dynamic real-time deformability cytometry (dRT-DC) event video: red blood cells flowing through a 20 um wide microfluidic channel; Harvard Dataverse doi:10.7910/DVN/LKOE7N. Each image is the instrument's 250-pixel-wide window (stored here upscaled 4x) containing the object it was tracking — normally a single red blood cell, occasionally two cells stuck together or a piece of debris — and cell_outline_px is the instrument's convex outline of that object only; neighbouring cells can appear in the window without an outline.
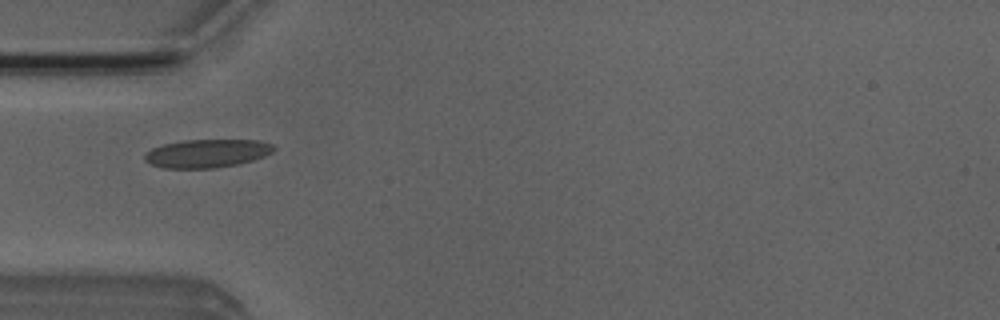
{"species": "Egyptian fruit bat (a non-hibernating species)", "species_latin": "Rousettus aegyptiacus", "temperature_condition": "room temperature", "stored_images_in_passage": 6, "camera_frame_rate_fps": 3000, "um_per_image_px": 0.085, "animal": {"sex": "male"}, "frame": {"image": 1, "passage_image": 6, "time_ms": 6.333, "image_size_px": [1000, 320], "cell_outline_px": [[276, 148], [272, 152], [264, 156], [240, 164], [216, 168], [164, 168], [152, 164], [144, 160], [144, 152], [152, 148], [164, 144], [184, 140], [256, 140], [276, 144]], "centroid_in_image_um": [17.61, 13.04], "position_along_channel_um": 67.4, "area_um2": 21.44}}